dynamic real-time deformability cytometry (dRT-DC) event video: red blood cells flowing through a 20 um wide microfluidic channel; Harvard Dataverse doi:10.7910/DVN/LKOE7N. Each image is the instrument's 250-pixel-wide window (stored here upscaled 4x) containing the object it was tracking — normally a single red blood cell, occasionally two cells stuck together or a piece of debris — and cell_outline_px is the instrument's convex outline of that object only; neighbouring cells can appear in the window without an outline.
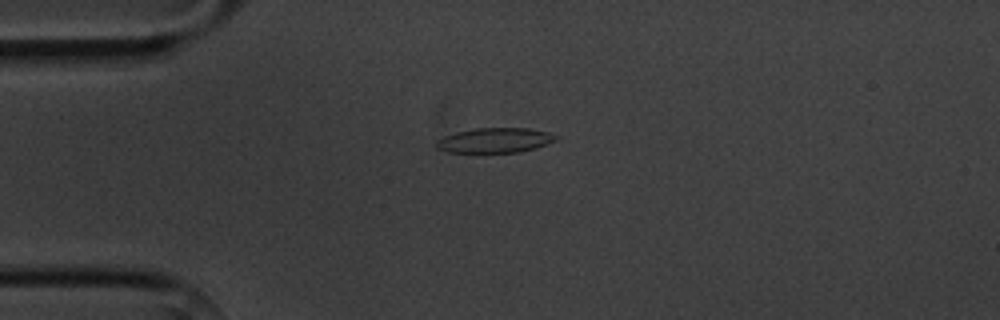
{"species": "common noctule bat (a hibernating species)", "species_latin": "Nyctalus noctula", "temperature_condition": "cold", "stored_images_in_passage": 8, "camera_frame_rate_fps": 3000, "um_per_image_px": 0.085, "animal": {"sex": "male", "body_mass_g": 20.1, "forearm_length_mm": 53.5}, "frame": {"image": 1, "passage_image": 3, "time_ms": 3.333, "image_size_px": [1000, 320], "cell_outline_px": [[560, 136], [556, 140], [536, 148], [520, 152], [448, 152], [436, 148], [436, 140], [444, 136], [456, 132], [476, 128], [528, 128], [548, 132]], "centroid_in_image_um": [42.08, 11.92], "position_along_channel_um": 42.9, "area_um2": 17.34}}
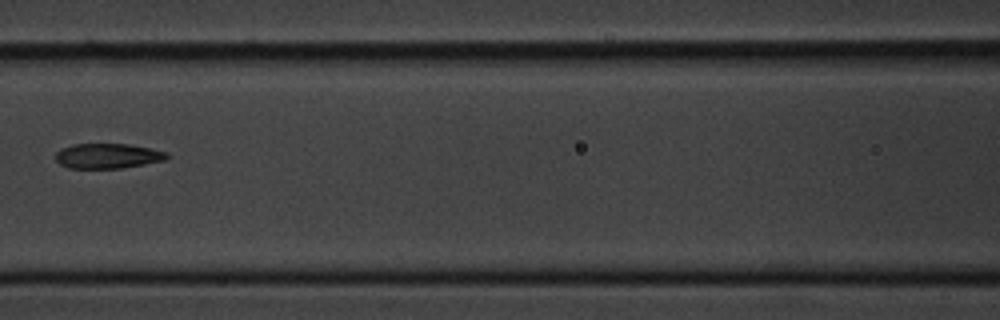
{"frame": {"image": 2, "passage_image": 6, "time_ms": 7.0, "image_size_px": [1000, 320], "cell_outline_px": [[168, 156], [164, 160], [144, 164], [120, 168], [68, 168], [60, 164], [56, 160], [56, 152], [60, 148], [72, 144], [128, 144], [152, 148], [168, 152]], "centroid_in_image_um": [9.14, 13.24], "position_along_channel_um": 157.5, "area_um2": 16.24}}
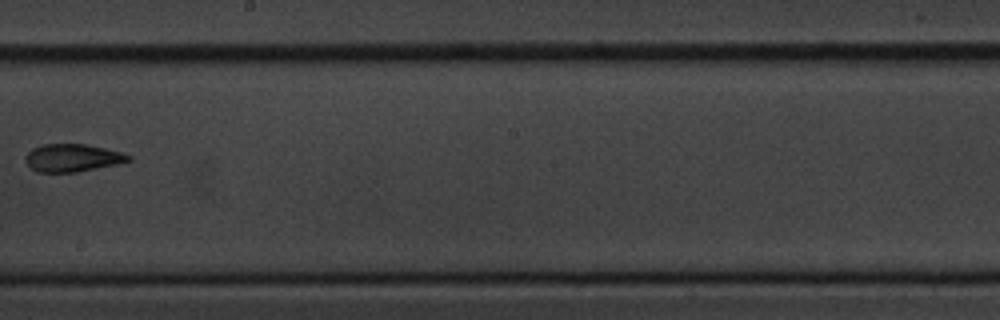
{"frame": {"image": 3, "passage_image": 8, "time_ms": 9.333, "image_size_px": [1000, 320], "cell_outline_px": [[132, 160], [116, 164], [76, 172], [36, 172], [24, 160], [24, 156], [32, 148], [44, 144], [88, 144], [120, 152], [132, 156]], "centroid_in_image_um": [6.14, 13.41], "position_along_channel_um": 242.1, "area_um2": 16.59}}